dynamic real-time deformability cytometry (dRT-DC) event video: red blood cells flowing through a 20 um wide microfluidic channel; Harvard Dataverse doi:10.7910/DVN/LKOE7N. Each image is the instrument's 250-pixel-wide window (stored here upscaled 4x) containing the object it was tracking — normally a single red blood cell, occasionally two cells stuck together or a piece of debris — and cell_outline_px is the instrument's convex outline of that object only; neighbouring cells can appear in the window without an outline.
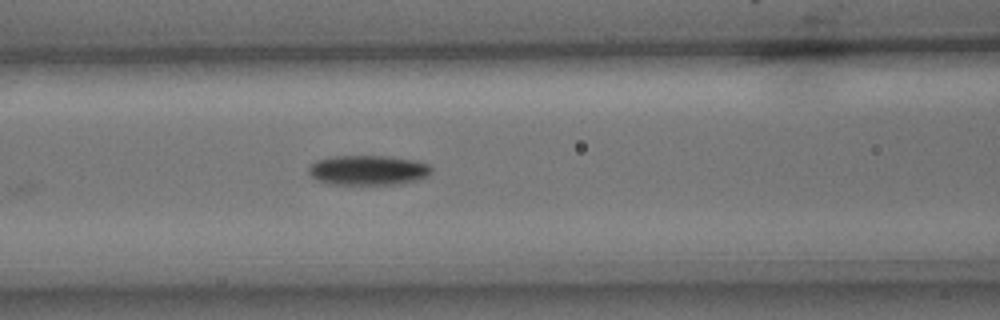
{"species": "common noctule bat (a hibernating species)", "species_latin": "Nyctalus noctula", "temperature_condition": "cold", "stored_images_in_passage": 8, "camera_frame_rate_fps": 3000, "um_per_image_px": 0.085, "animal": {"sex": "male", "body_mass_g": 15.6}, "frame": {"image": 1, "passage_image": 8, "time_ms": 2.333, "image_size_px": [1000, 320], "cell_outline_px": [[432, 172], [428, 176], [404, 184], [332, 184], [316, 180], [308, 172], [308, 168], [316, 160], [336, 156], [388, 156], [416, 160], [432, 164]], "centroid_in_image_um": [31.35, 14.46], "position_along_channel_um": 135.3, "area_um2": 21.56}}